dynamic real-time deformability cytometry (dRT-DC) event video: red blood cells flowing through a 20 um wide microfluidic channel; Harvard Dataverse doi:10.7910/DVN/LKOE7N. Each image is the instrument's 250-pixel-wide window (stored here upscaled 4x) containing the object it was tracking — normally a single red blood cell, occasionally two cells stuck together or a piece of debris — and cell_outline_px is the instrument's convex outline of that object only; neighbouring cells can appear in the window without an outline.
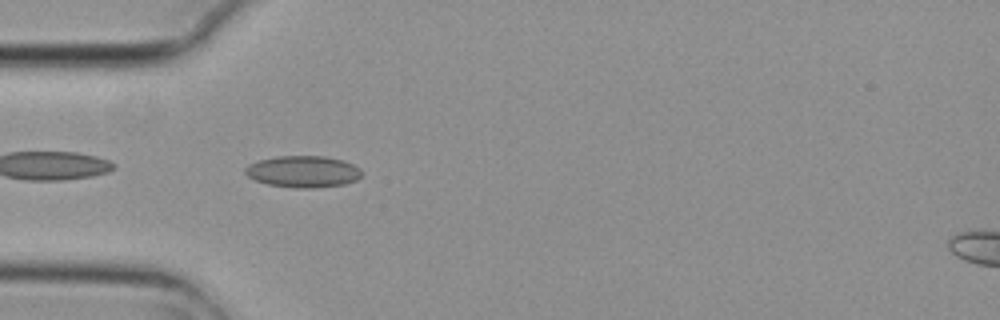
{"species": "common noctule bat (a hibernating species)", "species_latin": "Nyctalus noctula", "temperature_condition": "cold", "stored_images_in_passage": 4, "camera_frame_rate_fps": 3000, "um_per_image_px": 0.085, "animal": {"sex": "female", "body_mass_g": 29.2, "forearm_length_mm": 56.3}, "frame": {"image": 1, "passage_image": 3, "time_ms": 0.667, "image_size_px": [1000, 320], "cell_outline_px": [[360, 176], [356, 180], [344, 184], [312, 188], [300, 188], [268, 184], [256, 180], [248, 176], [244, 172], [244, 168], [248, 164], [260, 160], [276, 156], [324, 156], [344, 160], [360, 168]], "centroid_in_image_um": [25.75, 14.57], "position_along_channel_um": 59.3, "area_um2": 21.33}}